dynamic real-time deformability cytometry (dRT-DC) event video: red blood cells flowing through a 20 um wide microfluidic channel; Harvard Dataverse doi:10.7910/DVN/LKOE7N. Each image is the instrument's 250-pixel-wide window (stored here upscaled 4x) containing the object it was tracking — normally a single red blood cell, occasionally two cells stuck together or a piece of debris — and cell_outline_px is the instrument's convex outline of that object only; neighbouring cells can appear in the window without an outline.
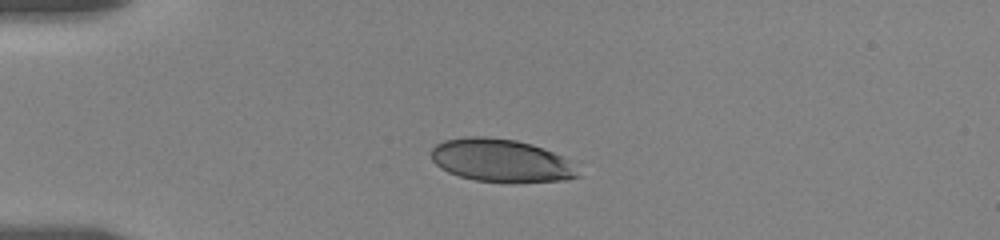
{"species": "human", "species_latin": "Homo sapiens", "temperature_condition": "room temperature", "stored_images_in_passage": 8, "camera_frame_rate_fps": 3000, "um_per_image_px": 0.085, "donor": {"sex": "female"}, "frame": {"image": 1, "passage_image": 1, "time_ms": 0.0, "image_size_px": [1000, 240], "cell_outline_px": [[580, 176], [568, 180], [512, 184], [472, 180], [448, 172], [440, 168], [432, 160], [432, 148], [436, 144], [444, 140], [464, 136], [484, 136], [516, 140], [532, 144], [552, 152], [568, 160]], "centroid_in_image_um": [42.57, 13.67], "position_along_channel_um": 42.4, "area_um2": 37.17}}